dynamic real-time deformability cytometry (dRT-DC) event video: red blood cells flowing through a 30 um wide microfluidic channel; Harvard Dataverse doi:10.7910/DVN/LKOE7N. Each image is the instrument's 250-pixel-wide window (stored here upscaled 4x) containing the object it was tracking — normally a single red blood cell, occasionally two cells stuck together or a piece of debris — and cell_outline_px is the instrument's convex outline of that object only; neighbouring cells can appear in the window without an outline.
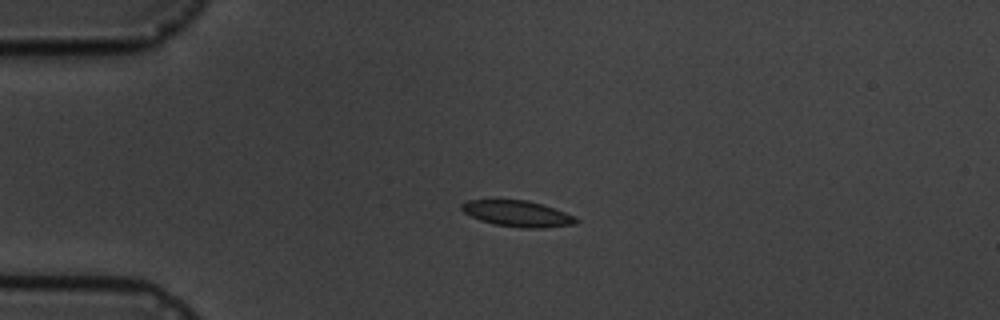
{"species": "common noctule bat (a hibernating species)", "species_latin": "Nyctalus noctula", "temperature_condition": "cold", "stored_images_in_passage": 4, "camera_frame_rate_fps": 3000, "um_per_image_px": 0.085, "animal": {"sex": "male", "body_mass_g": 19.5, "forearm_length_mm": 54.6}, "frame": {"image": 1, "passage_image": 3, "time_ms": 3.0, "image_size_px": [1000, 320], "cell_outline_px": [[580, 220], [576, 224], [544, 228], [520, 228], [496, 224], [480, 220], [464, 212], [460, 208], [460, 204], [468, 200], [528, 200], [576, 216]], "centroid_in_image_um": [44.01, 18.17], "position_along_channel_um": 41.0, "area_um2": 17.28}}